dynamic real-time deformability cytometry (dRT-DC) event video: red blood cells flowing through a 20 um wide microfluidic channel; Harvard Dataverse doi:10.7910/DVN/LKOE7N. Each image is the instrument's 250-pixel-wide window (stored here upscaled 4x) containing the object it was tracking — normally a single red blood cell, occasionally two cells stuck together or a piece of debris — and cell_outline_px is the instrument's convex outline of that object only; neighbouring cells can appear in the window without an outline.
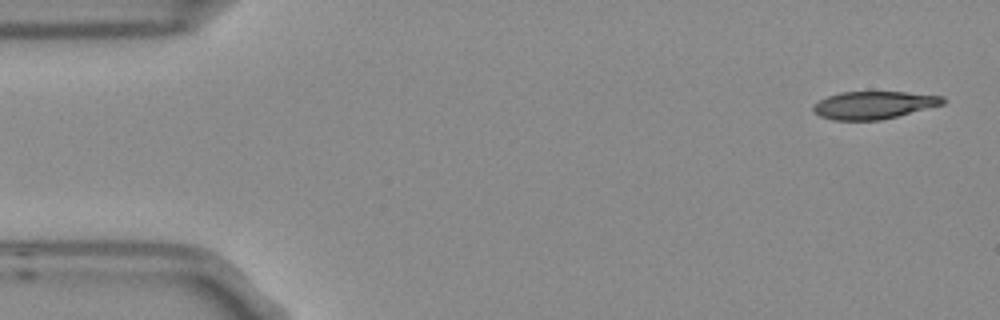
{"species": "Egyptian fruit bat (a non-hibernating species)", "species_latin": "Rousettus aegyptiacus", "temperature_condition": "room temperature", "stored_images_in_passage": 8, "camera_frame_rate_fps": 3000, "um_per_image_px": 0.085, "frame": {"image": 1, "passage_image": 1, "time_ms": 0.0, "image_size_px": [1000, 320], "cell_outline_px": [[948, 100], [944, 104], [880, 120], [832, 120], [820, 116], [812, 112], [812, 108], [820, 100], [828, 96], [840, 92], [904, 92], [944, 96]], "centroid_in_image_um": [74.28, 8.93], "position_along_channel_um": 10.7, "area_um2": 20.81}}
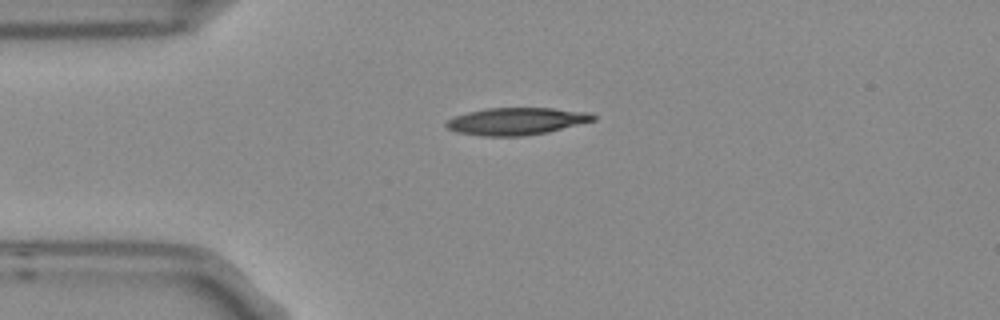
{"frame": {"image": 2, "passage_image": 4, "time_ms": 1.0, "image_size_px": [1000, 320], "cell_outline_px": [[596, 120], [548, 132], [524, 136], [484, 136], [456, 132], [448, 128], [444, 124], [448, 120], [456, 116], [468, 112], [488, 108], [552, 108], [588, 112], [596, 116]], "centroid_in_image_um": [43.92, 10.31], "position_along_channel_um": 41.1, "area_um2": 23.24}}
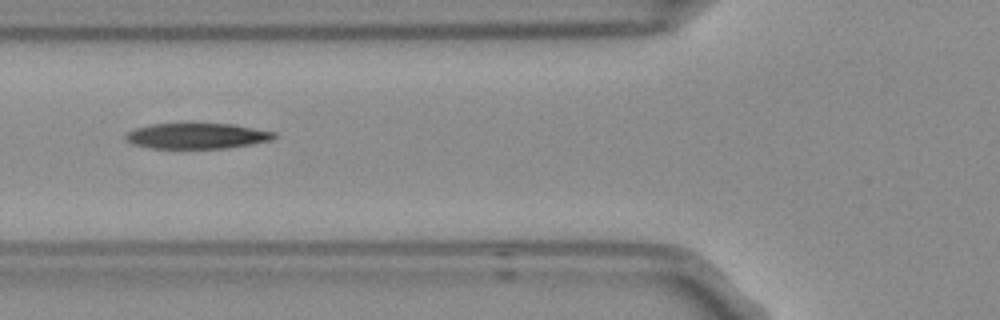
{"frame": {"image": 3, "passage_image": 6, "time_ms": 1.667, "image_size_px": [1000, 320], "cell_outline_px": [[276, 136], [272, 140], [252, 144], [228, 148], [148, 148], [132, 144], [124, 136], [128, 132], [136, 128], [152, 124], [232, 124], [276, 132]], "centroid_in_image_um": [16.76, 11.56], "position_along_channel_um": 109.0, "area_um2": 22.02}}